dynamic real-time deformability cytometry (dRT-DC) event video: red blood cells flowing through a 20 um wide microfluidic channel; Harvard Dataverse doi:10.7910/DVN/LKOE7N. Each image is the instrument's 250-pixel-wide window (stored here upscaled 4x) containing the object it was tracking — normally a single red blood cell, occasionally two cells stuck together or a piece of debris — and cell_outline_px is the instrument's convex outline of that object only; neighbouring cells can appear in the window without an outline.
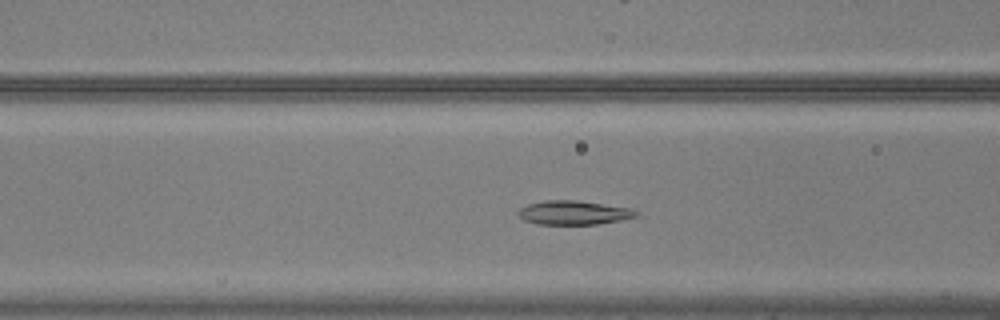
{"species": "common noctule bat (a hibernating species)", "species_latin": "Nyctalus noctula", "temperature_condition": "warm", "stored_images_in_passage": 51, "segment_of_instrument_passage": [1, 2], "camera_frame_rate_fps": 3000, "um_per_image_px": 0.085, "animal": {"sex": "male", "body_mass_g": 20.5, "forearm_length_mm": 52.5}, "frame": {"image": 1, "passage_image": 17, "time_ms": 5.333, "image_size_px": [1000, 320], "cell_outline_px": [[640, 216], [620, 220], [596, 224], [536, 224], [524, 220], [516, 212], [520, 208], [528, 204], [548, 200], [576, 200], [628, 208], [640, 212]], "centroid_in_image_um": [48.76, 18.08], "position_along_channel_um": 117.8, "area_um2": 16.36}}
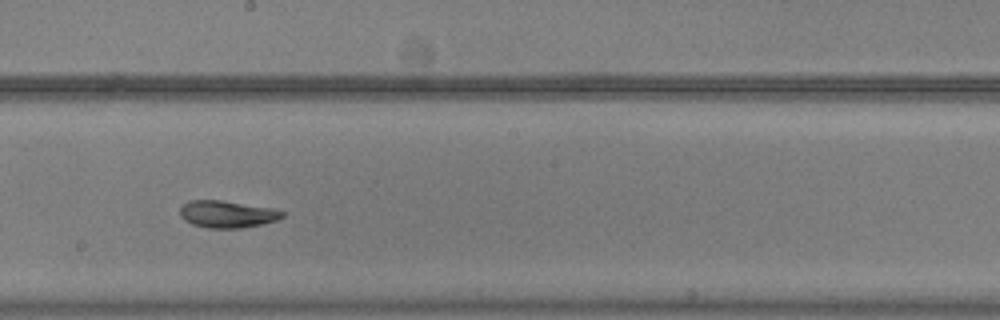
{"frame": {"image": 2, "passage_image": 26, "time_ms": 8.333, "image_size_px": [1000, 320], "cell_outline_px": [[284, 216], [276, 220], [260, 224], [240, 228], [208, 228], [192, 224], [184, 220], [180, 216], [180, 208], [188, 200], [220, 200], [276, 208], [284, 212]], "centroid_in_image_um": [19.3, 18.19], "position_along_channel_um": 228.9, "area_um2": 16.18}}
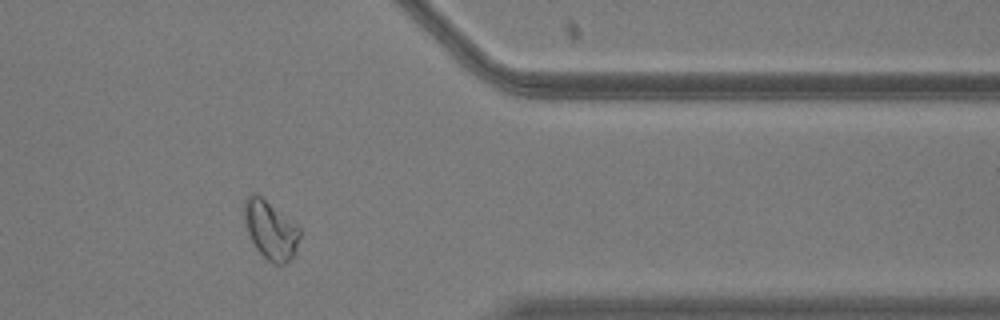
{"frame": {"image": 3, "passage_image": 40, "time_ms": 13.0, "image_size_px": [1000, 320], "cell_outline_px": [[300, 236], [296, 252], [284, 264], [272, 264], [256, 248], [248, 232], [244, 220], [244, 200], [252, 192], [256, 192], [296, 224], [300, 228]], "centroid_in_image_um": [22.99, 19.53], "position_along_channel_um": 388.4, "area_um2": 18.79}}